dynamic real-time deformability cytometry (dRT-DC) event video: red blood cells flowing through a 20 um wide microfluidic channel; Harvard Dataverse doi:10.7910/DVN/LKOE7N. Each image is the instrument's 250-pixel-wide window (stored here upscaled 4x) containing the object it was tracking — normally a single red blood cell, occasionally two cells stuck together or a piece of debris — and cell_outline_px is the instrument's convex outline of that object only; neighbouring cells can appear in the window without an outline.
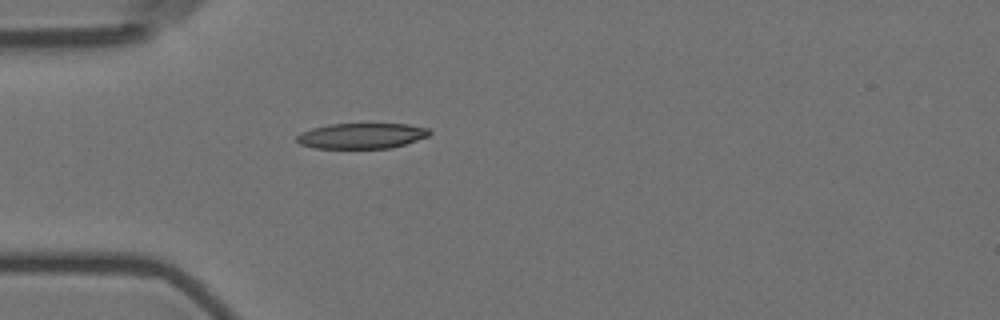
{"species": "Egyptian fruit bat (a non-hibernating species)", "species_latin": "Rousettus aegyptiacus", "temperature_condition": "room temperature", "stored_images_in_passage": 1, "camera_frame_rate_fps": 3000, "um_per_image_px": 0.085, "animal": {"sex": "female"}, "frame": {"image": 1, "passage_image": 1, "time_ms": 0.0, "image_size_px": [1000, 320], "cell_outline_px": [[432, 132], [428, 136], [392, 148], [316, 148], [300, 144], [296, 140], [296, 136], [300, 132], [312, 128], [328, 124], [408, 124], [428, 128]], "centroid_in_image_um": [30.72, 11.54], "position_along_channel_um": 54.3, "area_um2": 19.71}}